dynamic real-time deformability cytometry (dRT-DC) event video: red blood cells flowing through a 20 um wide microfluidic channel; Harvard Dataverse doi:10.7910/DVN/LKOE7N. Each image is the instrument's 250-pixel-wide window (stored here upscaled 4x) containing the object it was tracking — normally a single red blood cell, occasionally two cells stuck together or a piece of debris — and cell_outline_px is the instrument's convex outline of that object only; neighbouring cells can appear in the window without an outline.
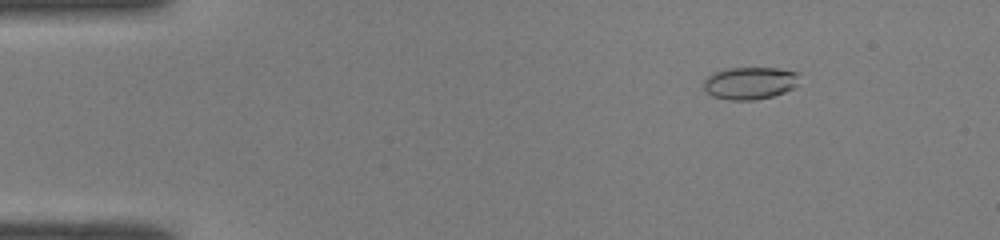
{"species": "common noctule bat (a hibernating species)", "species_latin": "Nyctalus noctula", "temperature_condition": "room temperature", "stored_images_in_passage": 49, "camera_frame_rate_fps": 3000, "um_per_image_px": 0.085, "animal": {"sex": "male", "body_mass_g": 19.0, "forearm_length_mm": 50.8}, "frame": {"image": 1, "passage_image": 6, "time_ms": 1.667, "image_size_px": [1000, 240], "cell_outline_px": [[796, 84], [792, 88], [784, 92], [772, 96], [752, 100], [728, 100], [712, 96], [704, 88], [704, 80], [708, 76], [716, 72], [728, 68], [776, 68], [796, 72]], "centroid_in_image_um": [63.69, 7.07], "position_along_channel_um": 21.3, "area_um2": 17.69}}
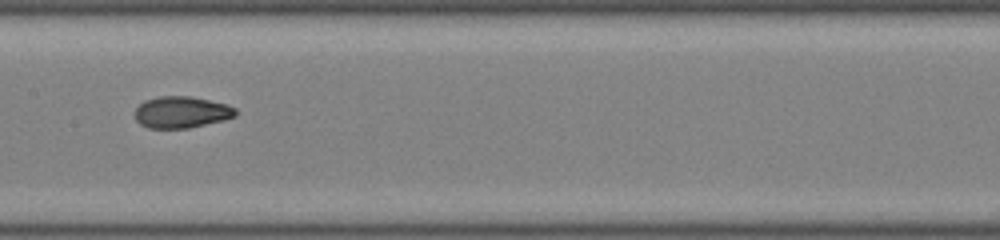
{"frame": {"image": 2, "passage_image": 25, "time_ms": 8.0, "image_size_px": [1000, 240], "cell_outline_px": [[236, 116], [224, 120], [188, 128], [148, 128], [140, 124], [136, 120], [136, 108], [144, 100], [160, 96], [192, 96], [228, 104], [236, 108]], "centroid_in_image_um": [15.44, 9.53], "position_along_channel_um": 192.0, "area_um2": 18.61}}
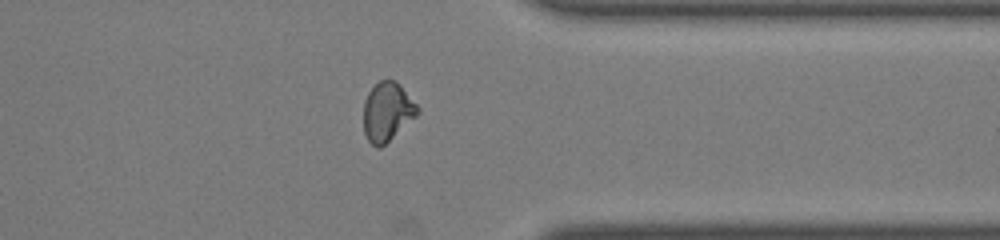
{"frame": {"image": 3, "passage_image": 39, "time_ms": 12.667, "image_size_px": [1000, 240], "cell_outline_px": [[420, 112], [416, 116], [380, 148], [376, 148], [368, 140], [364, 132], [364, 100], [368, 92], [380, 80], [396, 80], [400, 84], [420, 108]], "centroid_in_image_um": [32.92, 9.48], "position_along_channel_um": 378.5, "area_um2": 18.44}, "authors_computed_cell_mechanics": {"area_um2": 18.4382, "velocity_mm_per_s": 4.1123, "shape_relaxation_time_tau1_ms": 6.8068, "shape_relaxation_time_tau2_ms": 1.2547, "deformation_change_tau1": 0.2106, "deformation_change_tau2": 0.0485}}